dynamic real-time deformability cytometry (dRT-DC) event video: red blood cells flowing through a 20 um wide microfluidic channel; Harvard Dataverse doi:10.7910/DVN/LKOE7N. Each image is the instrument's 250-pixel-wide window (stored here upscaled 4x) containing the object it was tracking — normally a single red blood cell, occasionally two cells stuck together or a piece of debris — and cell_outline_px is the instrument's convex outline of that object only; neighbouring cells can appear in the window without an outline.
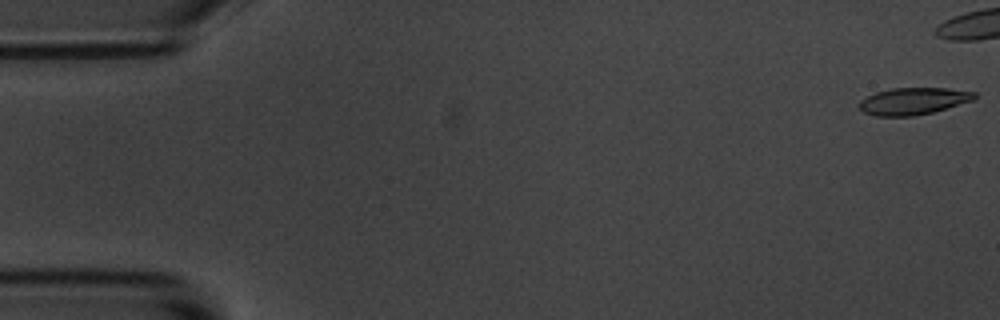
{"species": "common noctule bat (a hibernating species)", "species_latin": "Nyctalus noctula", "temperature_condition": "room temperature", "stored_images_in_passage": 8, "camera_frame_rate_fps": 3000, "um_per_image_px": 0.085, "animal": {"sex": "male", "body_mass_g": 20.1, "forearm_length_mm": 53.5}, "frame": {"image": 1, "passage_image": 1, "time_ms": 0.0, "image_size_px": [1000, 320], "cell_outline_px": [[976, 100], [932, 112], [912, 116], [876, 116], [864, 112], [860, 108], [860, 100], [876, 92], [892, 88], [948, 88], [976, 92]], "centroid_in_image_um": [77.67, 8.59], "position_along_channel_um": 7.3, "area_um2": 18.09}}